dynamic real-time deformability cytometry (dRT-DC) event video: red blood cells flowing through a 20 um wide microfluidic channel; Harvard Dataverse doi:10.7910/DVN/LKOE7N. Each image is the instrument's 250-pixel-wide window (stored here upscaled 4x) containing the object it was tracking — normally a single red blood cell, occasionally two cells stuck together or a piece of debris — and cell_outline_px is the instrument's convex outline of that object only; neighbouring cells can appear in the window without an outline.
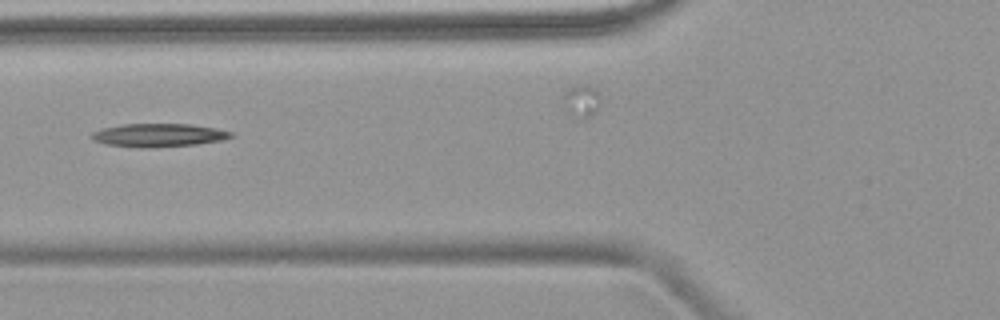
{"species": "common noctule bat (a hibernating species)", "species_latin": "Nyctalus noctula", "temperature_condition": "warm", "stored_images_in_passage": 4, "camera_frame_rate_fps": 3000, "um_per_image_px": 0.085, "animal": {"sex": "female", "body_mass_g": 18.4}, "frame": {"image": 1, "passage_image": 4, "time_ms": 3.333, "image_size_px": [1000, 320], "cell_outline_px": [[232, 136], [220, 140], [196, 144], [152, 148], [140, 148], [108, 144], [92, 140], [88, 136], [92, 132], [100, 128], [124, 124], [188, 124], [216, 128], [232, 132]], "centroid_in_image_um": [13.4, 11.49], "position_along_channel_um": 112.4, "area_um2": 18.9}}